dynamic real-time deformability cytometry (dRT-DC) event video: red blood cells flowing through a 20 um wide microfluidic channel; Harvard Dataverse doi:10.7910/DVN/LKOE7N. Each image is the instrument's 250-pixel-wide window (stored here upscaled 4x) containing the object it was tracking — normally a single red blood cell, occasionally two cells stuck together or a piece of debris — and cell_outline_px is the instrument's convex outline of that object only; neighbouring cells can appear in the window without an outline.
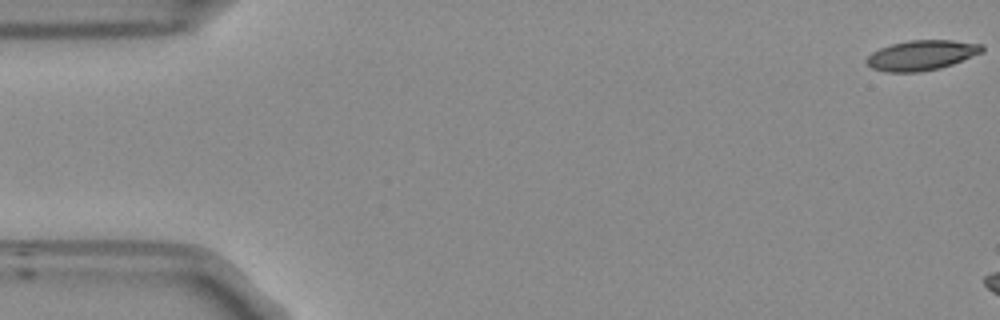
{"species": "Egyptian fruit bat (a non-hibernating species)", "species_latin": "Rousettus aegyptiacus", "temperature_condition": "room temperature", "stored_images_in_passage": 12, "camera_frame_rate_fps": 3000, "um_per_image_px": 0.085, "frame": {"image": 1, "passage_image": 1, "time_ms": 0.0, "image_size_px": [1000, 320], "cell_outline_px": [[984, 52], [952, 64], [940, 68], [920, 72], [888, 72], [872, 68], [864, 60], [872, 52], [880, 48], [892, 44], [908, 40], [952, 40], [984, 44]], "centroid_in_image_um": [78.36, 4.69], "position_along_channel_um": 6.6, "area_um2": 20.29}}